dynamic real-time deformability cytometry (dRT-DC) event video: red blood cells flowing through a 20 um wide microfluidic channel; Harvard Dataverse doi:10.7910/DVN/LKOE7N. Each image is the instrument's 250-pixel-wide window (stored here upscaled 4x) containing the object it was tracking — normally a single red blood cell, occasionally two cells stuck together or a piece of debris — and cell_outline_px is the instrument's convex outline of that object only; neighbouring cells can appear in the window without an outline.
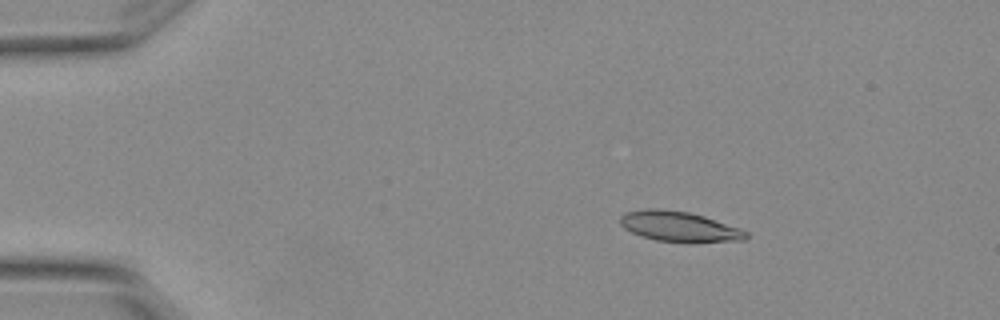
{"species": "Egyptian fruit bat (a non-hibernating species)", "species_latin": "Rousettus aegyptiacus", "temperature_condition": "warm", "stored_images_in_passage": 3, "camera_frame_rate_fps": 3000, "um_per_image_px": 0.085, "animal": {"sex": "female"}, "frame": {"image": 1, "passage_image": 1, "time_ms": 0.0, "image_size_px": [1000, 320], "cell_outline_px": [[748, 236], [744, 240], [656, 240], [640, 236], [624, 228], [620, 224], [620, 216], [624, 212], [648, 208], [656, 208], [688, 212], [704, 216], [740, 228], [748, 232]], "centroid_in_image_um": [57.66, 19.21], "position_along_channel_um": 27.3, "area_um2": 21.39}}